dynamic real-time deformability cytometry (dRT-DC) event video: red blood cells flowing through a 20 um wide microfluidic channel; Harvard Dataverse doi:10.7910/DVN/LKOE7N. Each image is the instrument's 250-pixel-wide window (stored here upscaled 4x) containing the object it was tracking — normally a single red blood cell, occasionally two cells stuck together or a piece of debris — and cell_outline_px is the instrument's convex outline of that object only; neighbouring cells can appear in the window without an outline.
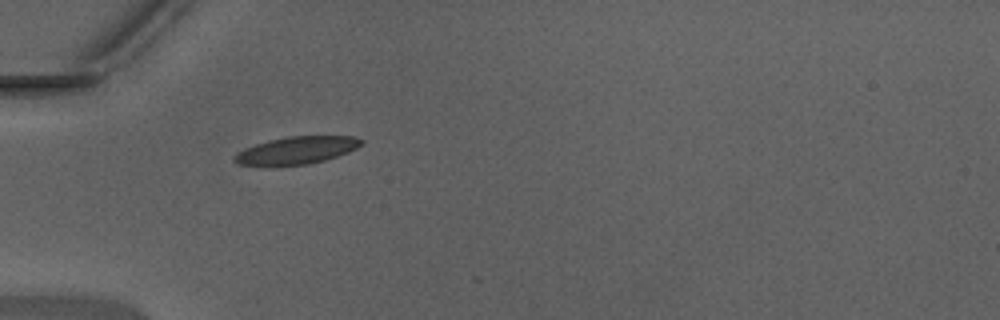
{"species": "Egyptian fruit bat (a non-hibernating species)", "species_latin": "Rousettus aegyptiacus", "temperature_condition": "warm", "stored_images_in_passage": 27, "camera_frame_rate_fps": 3000, "um_per_image_px": 0.085, "animal": {"sex": "male"}, "frame": {"image": 1, "passage_image": 1, "time_ms": 0.0, "image_size_px": [1000, 320], "cell_outline_px": [[364, 144], [348, 152], [324, 160], [308, 164], [276, 168], [264, 168], [236, 164], [232, 160], [232, 156], [236, 152], [244, 148], [268, 140], [288, 136], [352, 136], [364, 140]], "centroid_in_image_um": [25.09, 12.82], "position_along_channel_um": 59.9, "area_um2": 21.21}}
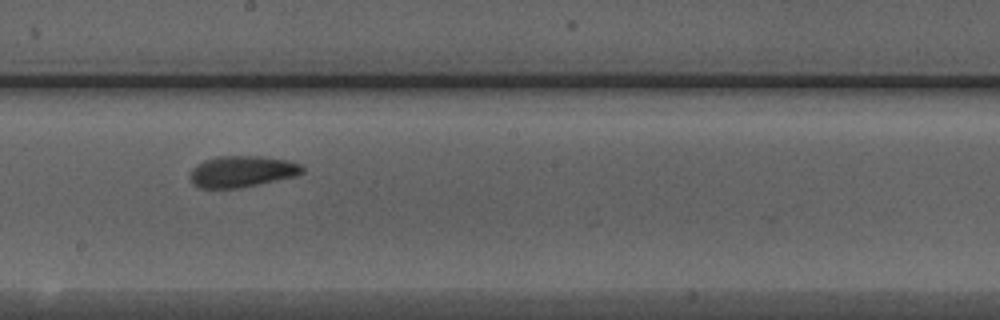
{"frame": {"image": 2, "passage_image": 13, "time_ms": 4.0, "image_size_px": [1000, 320], "cell_outline_px": [[304, 172], [296, 176], [240, 188], [200, 188], [192, 184], [188, 176], [192, 168], [196, 164], [204, 160], [216, 156], [260, 156], [288, 160], [300, 164], [304, 168]], "centroid_in_image_um": [20.53, 14.57], "position_along_channel_um": 227.7, "area_um2": 20.75}}
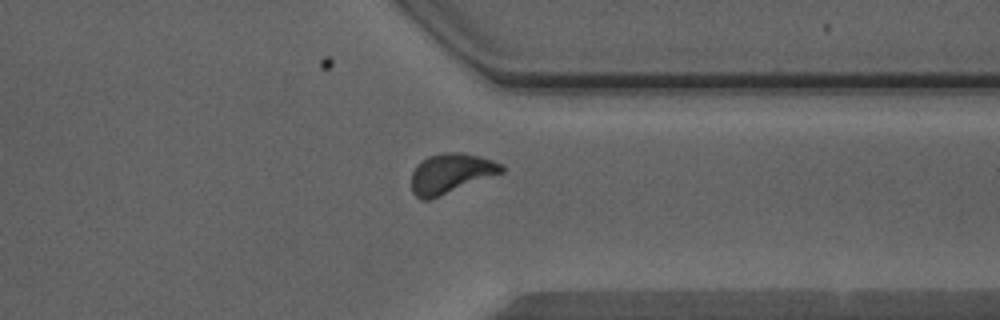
{"frame": {"image": 3, "passage_image": 23, "time_ms": 7.333, "image_size_px": [1000, 320], "cell_outline_px": [[504, 172], [428, 200], [420, 200], [412, 192], [412, 172], [416, 164], [428, 156], [444, 152], [460, 152], [480, 156], [504, 164]], "centroid_in_image_um": [38.31, 14.73], "position_along_channel_um": 373.1, "area_um2": 20.92}, "authors_computed_cell_mechanics": {"area_um2": 20.1722, "velocity_mm_per_s": 4.3814, "shape_relaxation_time_tau1_ms": 4.2977, "shape_relaxation_time_tau2_ms": 2.2922, "deformation_change_tau1": 0.1232, "deformation_change_tau2": 0.0797}}